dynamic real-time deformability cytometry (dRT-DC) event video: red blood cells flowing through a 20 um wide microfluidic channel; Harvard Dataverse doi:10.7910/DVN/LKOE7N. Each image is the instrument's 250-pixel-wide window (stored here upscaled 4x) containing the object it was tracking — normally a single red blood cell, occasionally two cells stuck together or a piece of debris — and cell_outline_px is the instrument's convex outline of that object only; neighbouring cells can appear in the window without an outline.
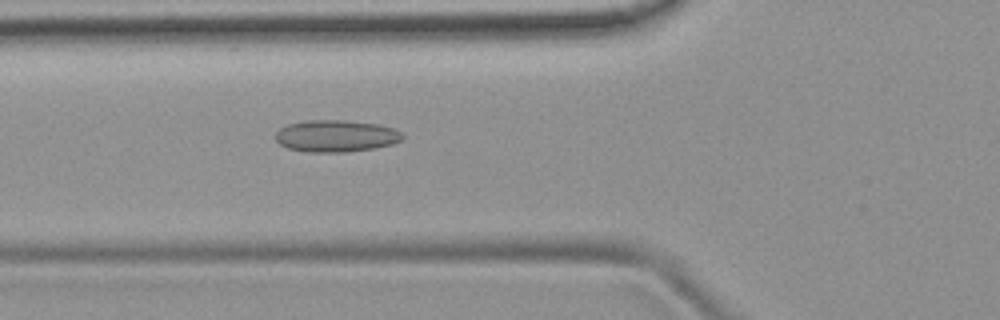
{"species": "common noctule bat (a hibernating species)", "species_latin": "Nyctalus noctula", "temperature_condition": "room temperature", "stored_images_in_passage": 40, "camera_frame_rate_fps": 3000, "um_per_image_px": 0.085, "animal": {"sex": "female", "body_mass_g": 19.9}, "frame": {"image": 1, "passage_image": 7, "time_ms": 2.0, "image_size_px": [1000, 320], "cell_outline_px": [[404, 140], [392, 144], [372, 148], [348, 152], [308, 152], [288, 148], [280, 144], [276, 140], [276, 132], [280, 128], [288, 124], [308, 120], [344, 120], [376, 124], [396, 128], [404, 136]], "centroid_in_image_um": [28.58, 11.56], "position_along_channel_um": 97.2, "area_um2": 23.64}}
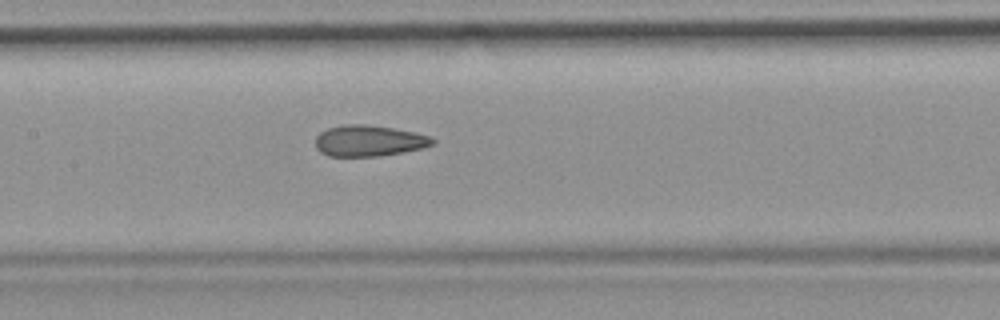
{"frame": {"image": 2, "passage_image": 13, "time_ms": 4.0, "image_size_px": [1000, 320], "cell_outline_px": [[436, 140], [432, 144], [424, 148], [404, 152], [380, 156], [328, 156], [320, 152], [316, 148], [316, 136], [320, 132], [328, 128], [348, 124], [364, 124], [392, 128], [416, 132], [428, 136]], "centroid_in_image_um": [31.36, 11.97], "position_along_channel_um": 176.0, "area_um2": 21.21}}
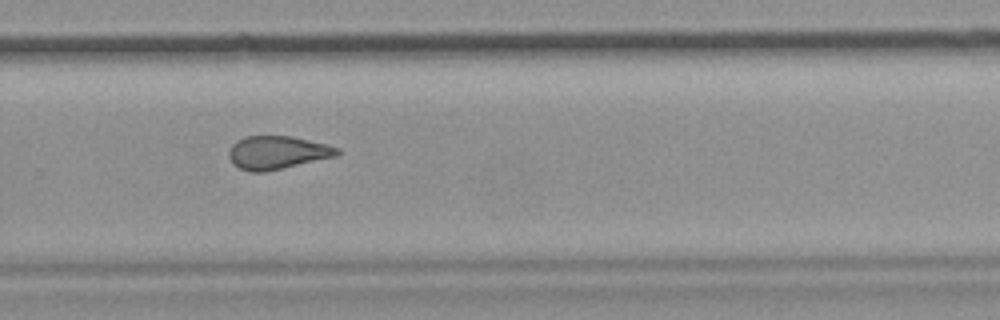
{"frame": {"image": 3, "passage_image": 23, "time_ms": 7.333, "image_size_px": [1000, 320], "cell_outline_px": [[340, 152], [336, 156], [264, 172], [248, 172], [232, 164], [228, 156], [228, 152], [232, 144], [236, 140], [244, 136], [292, 136], [328, 144], [340, 148]], "centroid_in_image_um": [23.54, 12.96], "position_along_channel_um": 306.3, "area_um2": 21.1}, "authors_computed_cell_mechanics": {"area_um2": 21.4149, "velocity_mm_per_s": 3.9236, "shape_relaxation_time_tau1_ms": null, "shape_relaxation_time_tau2_ms": 1.9073, "deformation_change_tau1": null, "deformation_change_tau2": 0.0967}}